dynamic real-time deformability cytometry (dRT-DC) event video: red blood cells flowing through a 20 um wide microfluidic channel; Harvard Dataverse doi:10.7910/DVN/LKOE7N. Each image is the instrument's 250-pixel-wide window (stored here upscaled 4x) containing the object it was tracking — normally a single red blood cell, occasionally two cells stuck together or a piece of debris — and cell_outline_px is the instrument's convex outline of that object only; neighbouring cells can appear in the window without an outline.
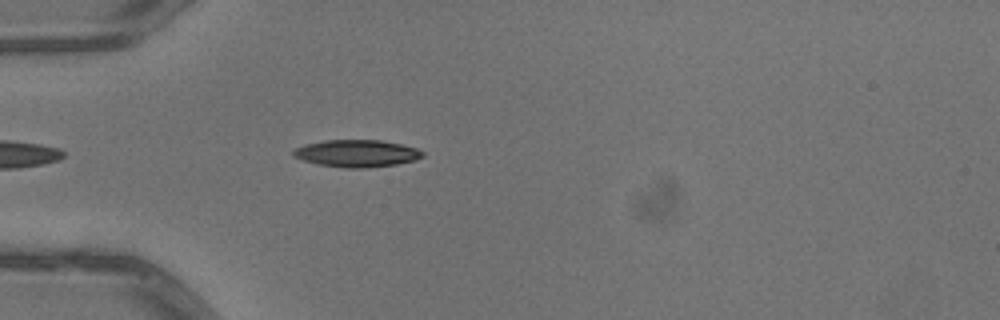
{"species": "common noctule bat (a hibernating species)", "species_latin": "Nyctalus noctula", "temperature_condition": "warm", "stored_images_in_passage": 4, "camera_frame_rate_fps": 3000, "um_per_image_px": 0.085, "animal": {"sex": "male", "body_mass_g": 13.3}, "frame": {"image": 1, "passage_image": 4, "time_ms": 1.0, "image_size_px": [1000, 320], "cell_outline_px": [[424, 156], [416, 160], [396, 164], [364, 168], [344, 168], [320, 164], [304, 160], [292, 156], [292, 152], [296, 148], [304, 144], [324, 140], [380, 140], [400, 144], [416, 148], [424, 152]], "centroid_in_image_um": [30.33, 13.03], "position_along_channel_um": 54.7, "area_um2": 20.4}}